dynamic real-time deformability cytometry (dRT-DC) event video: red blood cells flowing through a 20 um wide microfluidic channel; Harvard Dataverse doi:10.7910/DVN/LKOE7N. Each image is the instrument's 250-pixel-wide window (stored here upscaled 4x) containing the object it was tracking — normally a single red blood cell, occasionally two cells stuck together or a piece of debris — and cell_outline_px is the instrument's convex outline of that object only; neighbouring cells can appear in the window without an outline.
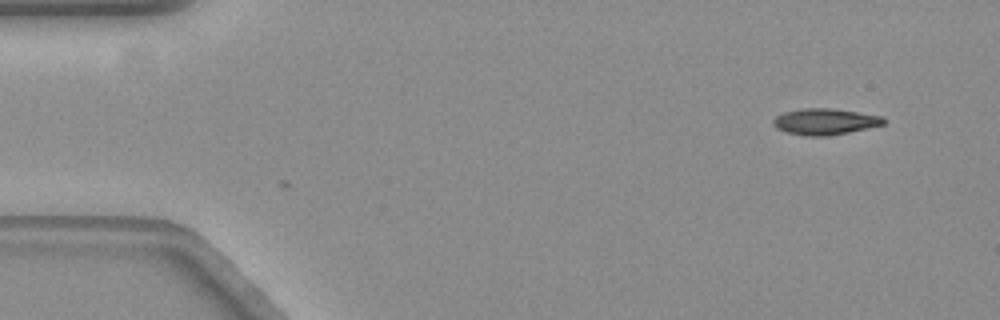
{"species": "common noctule bat (a hibernating species)", "species_latin": "Nyctalus noctula", "temperature_condition": "warm", "stored_images_in_passage": 2, "camera_frame_rate_fps": 3000, "um_per_image_px": 0.085, "animal": {"sex": "female", "body_mass_g": 19.3, "forearm_length_mm": 54.1}, "frame": {"image": 1, "passage_image": 1, "time_ms": 0.0, "image_size_px": [1000, 320], "cell_outline_px": [[884, 124], [848, 132], [824, 136], [812, 136], [788, 132], [776, 128], [772, 120], [776, 116], [784, 112], [800, 108], [828, 108], [884, 116]], "centroid_in_image_um": [70.1, 10.32], "position_along_channel_um": 14.9, "area_um2": 16.53}}